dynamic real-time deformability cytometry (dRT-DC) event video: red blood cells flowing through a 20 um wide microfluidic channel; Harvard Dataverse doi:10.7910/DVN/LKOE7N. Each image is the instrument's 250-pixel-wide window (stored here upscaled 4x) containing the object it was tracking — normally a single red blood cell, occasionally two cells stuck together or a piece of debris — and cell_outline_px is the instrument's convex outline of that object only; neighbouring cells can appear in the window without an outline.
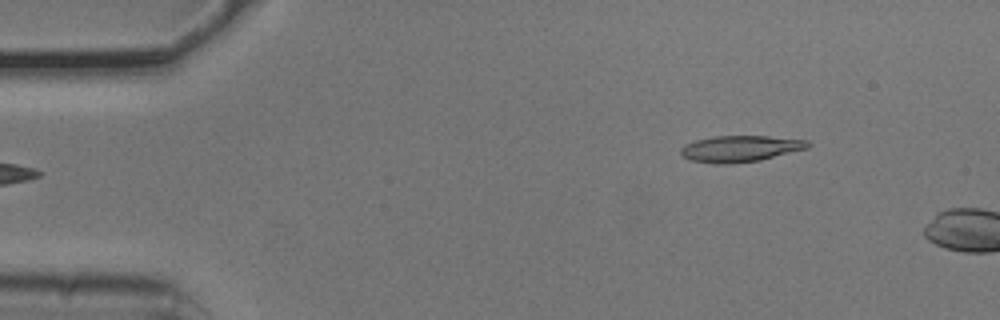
{"species": "common noctule bat (a hibernating species)", "species_latin": "Nyctalus noctula", "temperature_condition": "cold", "stored_images_in_passage": 3, "camera_frame_rate_fps": 3000, "um_per_image_px": 0.085, "animal": {"sex": "male", "body_mass_g": 20.5, "forearm_length_mm": 52.5}, "frame": {"image": 1, "passage_image": 3, "time_ms": 0.667, "image_size_px": [1000, 320], "cell_outline_px": [[812, 144], [808, 148], [760, 160], [732, 164], [716, 164], [692, 160], [684, 156], [680, 152], [680, 148], [684, 144], [696, 140], [716, 136], [768, 136], [808, 140]], "centroid_in_image_um": [62.94, 12.63], "position_along_channel_um": 22.1, "area_um2": 19.48}}